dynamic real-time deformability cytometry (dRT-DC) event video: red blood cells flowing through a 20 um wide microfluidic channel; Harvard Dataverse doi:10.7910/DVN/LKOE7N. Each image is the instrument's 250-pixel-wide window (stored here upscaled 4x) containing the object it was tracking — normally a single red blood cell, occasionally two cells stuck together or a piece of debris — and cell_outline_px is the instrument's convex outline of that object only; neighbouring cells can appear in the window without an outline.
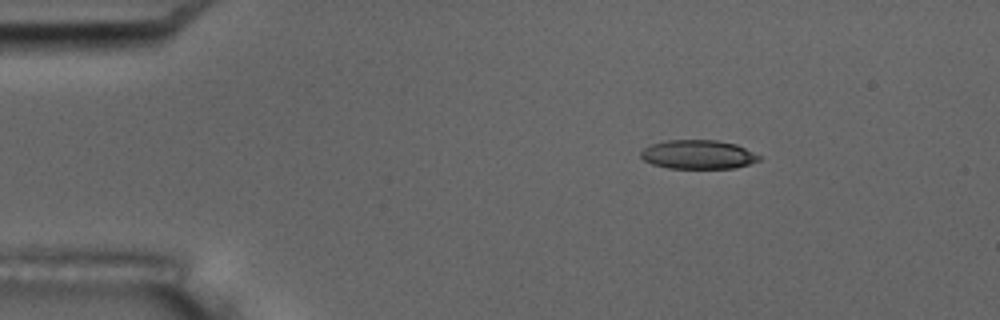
{"species": "common noctule bat (a hibernating species)", "species_latin": "Nyctalus noctula", "temperature_condition": "room temperature", "stored_images_in_passage": 5, "camera_frame_rate_fps": 3000, "um_per_image_px": 0.085, "animal": {"sex": "male", "body_mass_g": 17.5, "forearm_length_mm": 52.3}, "frame": {"image": 1, "passage_image": 3, "time_ms": 2.333, "image_size_px": [1000, 320], "cell_outline_px": [[760, 160], [736, 168], [668, 168], [652, 164], [644, 160], [640, 156], [640, 152], [644, 148], [652, 144], [668, 140], [716, 140], [736, 144], [760, 156]], "centroid_in_image_um": [59.32, 13.13], "position_along_channel_um": 25.7, "area_um2": 19.83}}